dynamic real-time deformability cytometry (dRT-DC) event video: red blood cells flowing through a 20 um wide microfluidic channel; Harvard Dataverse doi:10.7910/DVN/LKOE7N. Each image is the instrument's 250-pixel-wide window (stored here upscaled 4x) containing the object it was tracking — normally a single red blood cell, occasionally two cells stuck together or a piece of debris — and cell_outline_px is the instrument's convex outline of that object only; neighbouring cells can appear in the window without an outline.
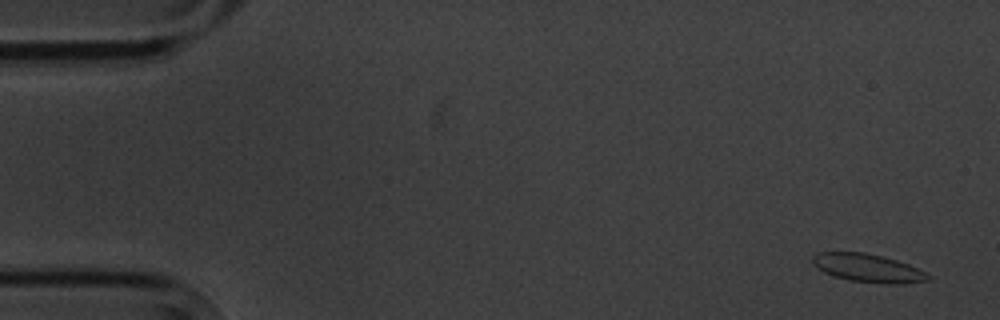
{"species": "common noctule bat (a hibernating species)", "species_latin": "Nyctalus noctula", "temperature_condition": "cold", "stored_images_in_passage": 5, "camera_frame_rate_fps": 3000, "um_per_image_px": 0.085, "animal": {"sex": "male", "body_mass_g": 20.1, "forearm_length_mm": 53.5}, "frame": {"image": 1, "passage_image": 1, "time_ms": 0.0, "image_size_px": [1000, 320], "cell_outline_px": [[932, 276], [928, 280], [904, 284], [884, 284], [852, 280], [832, 276], [824, 272], [812, 264], [812, 256], [820, 252], [864, 252], [884, 256], [908, 264]], "centroid_in_image_um": [73.77, 22.78], "position_along_channel_um": 11.2, "area_um2": 19.02}}
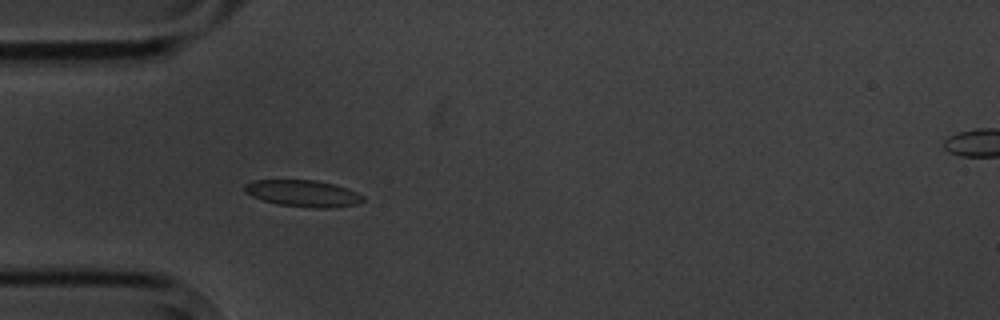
{"frame": {"image": 2, "passage_image": 5, "time_ms": 4.667, "image_size_px": [1000, 320], "cell_outline_px": [[364, 200], [356, 204], [336, 208], [316, 208], [276, 204], [252, 196], [244, 192], [244, 184], [252, 180], [316, 180], [348, 188], [364, 196]], "centroid_in_image_um": [25.76, 16.44], "position_along_channel_um": 59.2, "area_um2": 18.44}}